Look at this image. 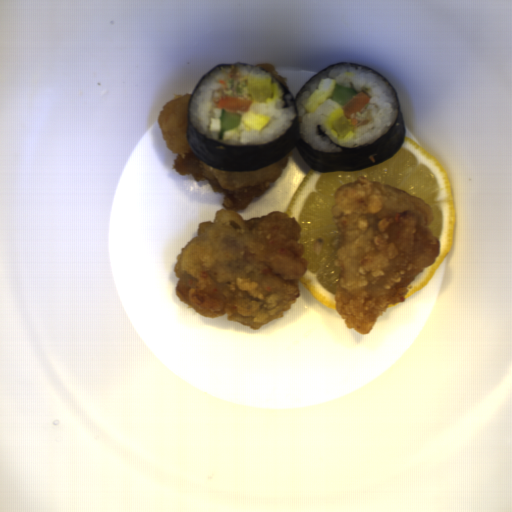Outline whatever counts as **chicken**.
Instances as JSON below:
<instances>
[{"instance_id": "chicken-1", "label": "chicken", "mask_w": 512, "mask_h": 512, "mask_svg": "<svg viewBox=\"0 0 512 512\" xmlns=\"http://www.w3.org/2000/svg\"><path fill=\"white\" fill-rule=\"evenodd\" d=\"M192 93L175 96L158 111L165 147L177 153L172 168L207 181L223 196L212 221L199 223L197 234L179 253L173 269L176 294L202 317L240 322L251 329L281 320L300 298L307 272L300 243L302 227L284 211L241 218L258 196L284 172L289 154L255 171H225L205 164L188 142Z\"/></svg>"}, {"instance_id": "chicken-2", "label": "chicken", "mask_w": 512, "mask_h": 512, "mask_svg": "<svg viewBox=\"0 0 512 512\" xmlns=\"http://www.w3.org/2000/svg\"><path fill=\"white\" fill-rule=\"evenodd\" d=\"M331 214L339 231L334 255L341 269L334 300L353 331L368 334L385 309L406 300V287L435 264L441 242L428 230L433 206L359 176L339 186Z\"/></svg>"}]
</instances>
